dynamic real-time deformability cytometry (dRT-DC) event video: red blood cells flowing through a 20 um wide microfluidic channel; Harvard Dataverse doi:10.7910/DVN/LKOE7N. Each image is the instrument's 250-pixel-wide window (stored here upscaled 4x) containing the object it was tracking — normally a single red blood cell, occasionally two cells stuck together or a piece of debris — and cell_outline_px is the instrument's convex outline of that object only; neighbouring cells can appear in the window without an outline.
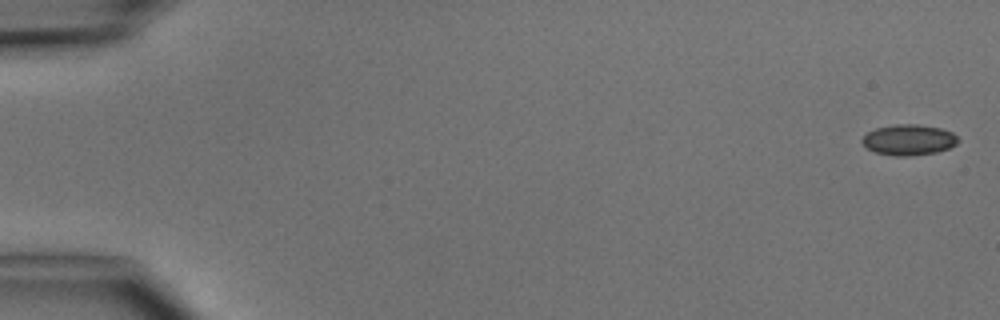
{"species": "common noctule bat (a hibernating species)", "species_latin": "Nyctalus noctula", "temperature_condition": "cold", "stored_images_in_passage": 6, "camera_frame_rate_fps": 3000, "um_per_image_px": 0.085, "animal": {"sex": "male", "body_mass_g": 15.6}, "frame": {"image": 1, "passage_image": 1, "time_ms": 0.0, "image_size_px": [1000, 320], "cell_outline_px": [[960, 140], [956, 144], [948, 148], [936, 152], [912, 156], [896, 156], [876, 152], [868, 148], [860, 140], [868, 132], [876, 128], [896, 124], [916, 124], [940, 128], [952, 132]], "centroid_in_image_um": [77.25, 11.88], "position_along_channel_um": 7.7, "area_um2": 17.05}}